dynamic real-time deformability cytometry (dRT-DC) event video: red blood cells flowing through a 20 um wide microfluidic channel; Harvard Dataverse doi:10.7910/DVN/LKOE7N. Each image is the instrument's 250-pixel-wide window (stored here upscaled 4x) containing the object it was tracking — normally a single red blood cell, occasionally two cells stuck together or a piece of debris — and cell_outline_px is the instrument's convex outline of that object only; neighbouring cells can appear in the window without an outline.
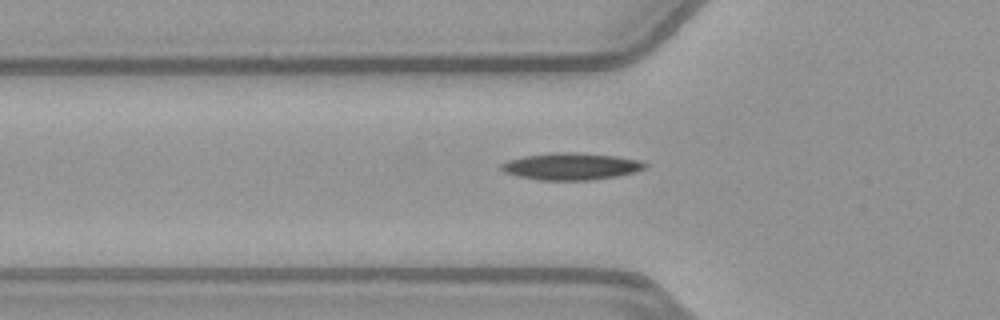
{"species": "common noctule bat (a hibernating species)", "species_latin": "Nyctalus noctula", "temperature_condition": "warm", "stored_images_in_passage": 38, "camera_frame_rate_fps": 3000, "um_per_image_px": 0.085, "animal": {"sex": "female", "body_mass_g": 21.9}, "frame": {"image": 1, "passage_image": 9, "time_ms": 2.667, "image_size_px": [1000, 320], "cell_outline_px": [[648, 164], [644, 168], [632, 172], [616, 176], [592, 180], [540, 180], [516, 176], [504, 172], [500, 168], [500, 164], [508, 160], [524, 156], [556, 152], [576, 152], [616, 156], [636, 160]], "centroid_in_image_um": [48.48, 14.14], "position_along_channel_um": 77.3, "area_um2": 22.43}}
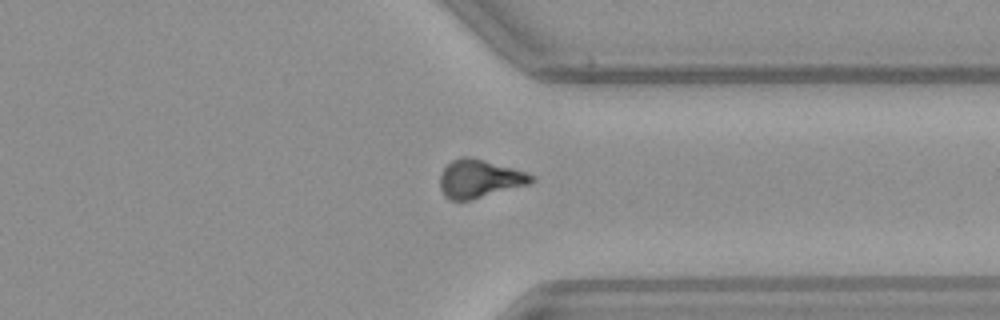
{"frame": {"image": 2, "passage_image": 31, "time_ms": 10.0, "image_size_px": [1000, 320], "cell_outline_px": [[536, 180], [532, 184], [472, 200], [448, 200], [444, 196], [440, 188], [440, 172], [452, 160], [460, 156], [468, 156], [484, 160], [512, 168], [536, 176]], "centroid_in_image_um": [40.77, 15.21], "position_along_channel_um": 370.6, "area_um2": 20.63}}
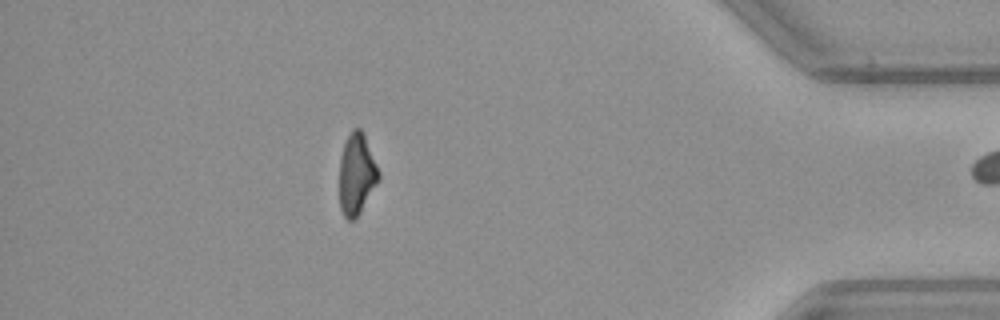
{"frame": {"image": 3, "passage_image": 37, "time_ms": 12.0, "image_size_px": [1000, 320], "cell_outline_px": [[380, 180], [360, 212], [352, 220], [348, 220], [344, 216], [340, 208], [340, 156], [344, 144], [352, 128], [360, 128], [364, 132], [380, 172]], "centroid_in_image_um": [30.33, 14.77], "position_along_channel_um": 404.9, "area_um2": 18.67}}